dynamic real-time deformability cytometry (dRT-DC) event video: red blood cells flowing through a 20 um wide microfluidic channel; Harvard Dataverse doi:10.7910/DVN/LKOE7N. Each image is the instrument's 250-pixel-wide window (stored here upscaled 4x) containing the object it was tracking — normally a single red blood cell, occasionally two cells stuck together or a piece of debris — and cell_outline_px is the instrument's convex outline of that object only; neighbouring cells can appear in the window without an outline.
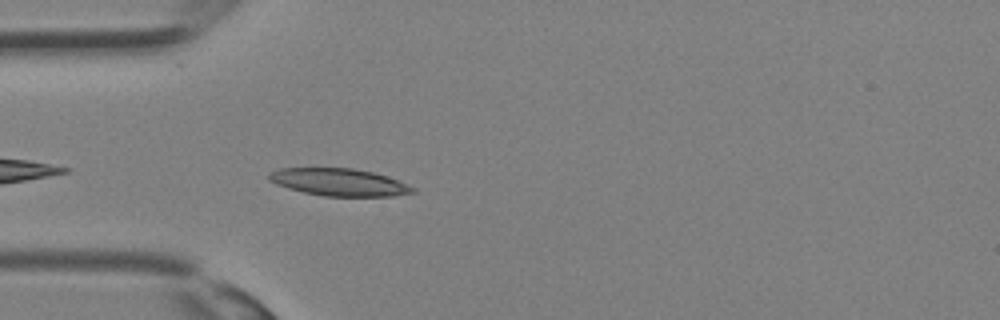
{"species": "Egyptian fruit bat (a non-hibernating species)", "species_latin": "Rousettus aegyptiacus", "temperature_condition": "room temperature", "stored_images_in_passage": 24, "camera_frame_rate_fps": 3000, "um_per_image_px": 0.085, "animal": {"sex": "female"}, "frame": {"image": 1, "passage_image": 1, "time_ms": 0.0, "image_size_px": [1000, 320], "cell_outline_px": [[416, 192], [392, 196], [324, 196], [304, 192], [288, 188], [276, 184], [268, 180], [268, 176], [272, 172], [280, 168], [352, 168], [372, 172], [388, 176], [408, 184], [416, 188]], "centroid_in_image_um": [28.86, 15.49], "position_along_channel_um": 56.1, "area_um2": 22.89}}
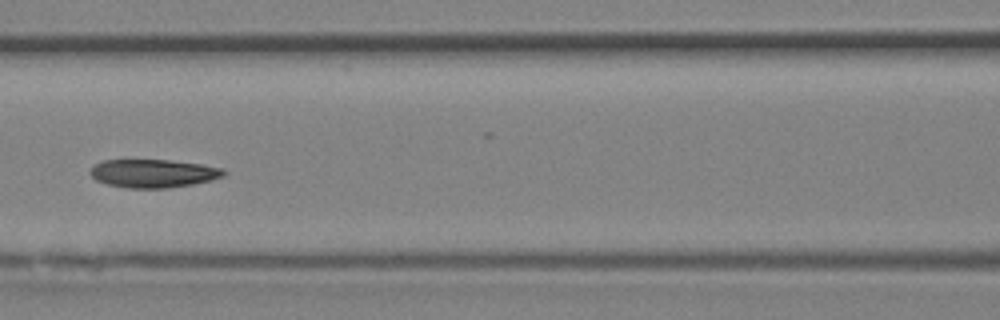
{"frame": {"image": 2, "passage_image": 6, "time_ms": 1.667, "image_size_px": [1000, 320], "cell_outline_px": [[228, 172], [224, 176], [212, 180], [192, 184], [168, 188], [128, 188], [108, 184], [96, 180], [88, 172], [92, 164], [104, 160], [168, 160], [200, 164], [224, 168]], "centroid_in_image_um": [13.03, 14.73], "position_along_channel_um": 153.6, "area_um2": 22.14}}
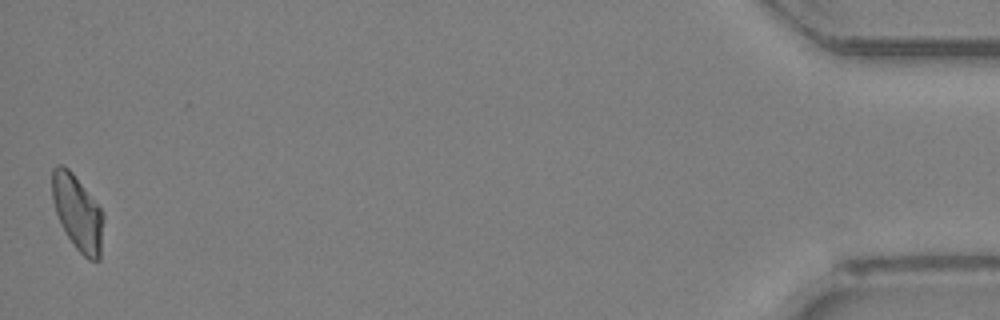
{"frame": {"image": 3, "passage_image": 24, "time_ms": 7.667, "image_size_px": [1000, 320], "cell_outline_px": [[104, 220], [100, 260], [88, 260], [76, 248], [68, 236], [56, 212], [52, 200], [52, 168], [56, 164], [64, 164], [72, 172], [100, 208], [104, 216]], "centroid_in_image_um": [6.6, 18.07], "position_along_channel_um": 428.6, "area_um2": 22.31}}